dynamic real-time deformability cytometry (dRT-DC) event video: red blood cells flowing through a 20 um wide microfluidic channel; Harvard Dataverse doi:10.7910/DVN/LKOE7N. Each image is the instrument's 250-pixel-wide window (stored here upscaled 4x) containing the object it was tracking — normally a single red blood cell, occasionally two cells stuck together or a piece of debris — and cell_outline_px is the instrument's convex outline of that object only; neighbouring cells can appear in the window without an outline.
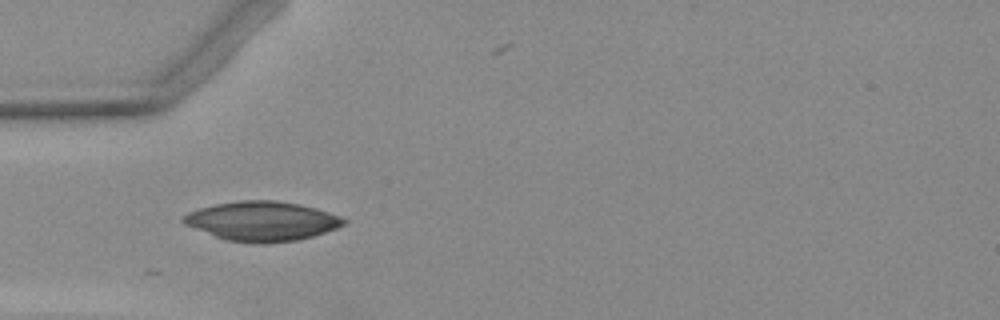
{"species": "Egyptian fruit bat (a non-hibernating species)", "species_latin": "Rousettus aegyptiacus", "temperature_condition": "warm", "stored_images_in_passage": 4, "camera_frame_rate_fps": 3000, "um_per_image_px": 0.085, "animal": {"sex": "female"}, "frame": {"image": 1, "passage_image": 2, "time_ms": 1.333, "image_size_px": [1000, 320], "cell_outline_px": [[348, 220], [344, 224], [336, 228], [312, 236], [296, 240], [264, 244], [256, 244], [228, 240], [216, 236], [184, 224], [180, 220], [188, 212], [212, 204], [240, 200], [276, 200], [300, 204], [316, 208], [340, 216]], "centroid_in_image_um": [22.27, 18.79], "position_along_channel_um": 62.7, "area_um2": 36.82}}
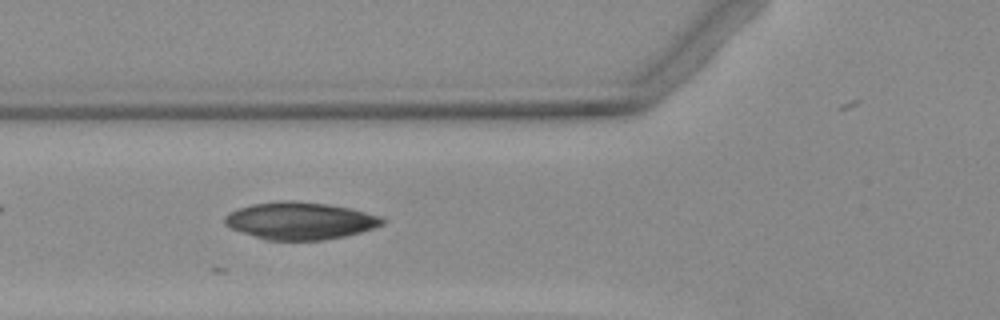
{"frame": {"image": 2, "passage_image": 3, "time_ms": 2.333, "image_size_px": [1000, 320], "cell_outline_px": [[384, 224], [360, 232], [344, 236], [324, 240], [264, 240], [232, 228], [224, 224], [224, 216], [228, 212], [236, 208], [252, 204], [276, 200], [296, 200], [328, 204], [348, 208], [380, 216], [384, 220]], "centroid_in_image_um": [25.45, 18.75], "position_along_channel_um": 100.4, "area_um2": 34.33}}
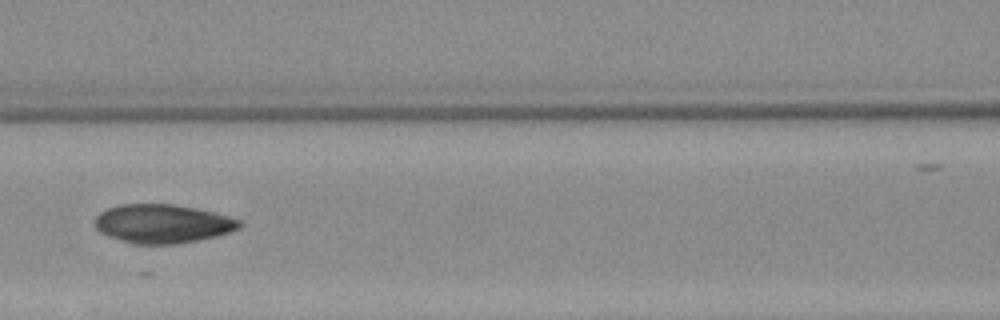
{"frame": {"image": 3, "passage_image": 4, "time_ms": 3.667, "image_size_px": [1000, 320], "cell_outline_px": [[244, 224], [240, 228], [216, 236], [176, 244], [132, 244], [108, 236], [100, 232], [92, 224], [96, 216], [100, 212], [108, 208], [120, 204], [172, 204], [196, 208], [216, 212], [244, 220]], "centroid_in_image_um": [13.83, 19.01], "position_along_channel_um": 152.8, "area_um2": 33.06}}